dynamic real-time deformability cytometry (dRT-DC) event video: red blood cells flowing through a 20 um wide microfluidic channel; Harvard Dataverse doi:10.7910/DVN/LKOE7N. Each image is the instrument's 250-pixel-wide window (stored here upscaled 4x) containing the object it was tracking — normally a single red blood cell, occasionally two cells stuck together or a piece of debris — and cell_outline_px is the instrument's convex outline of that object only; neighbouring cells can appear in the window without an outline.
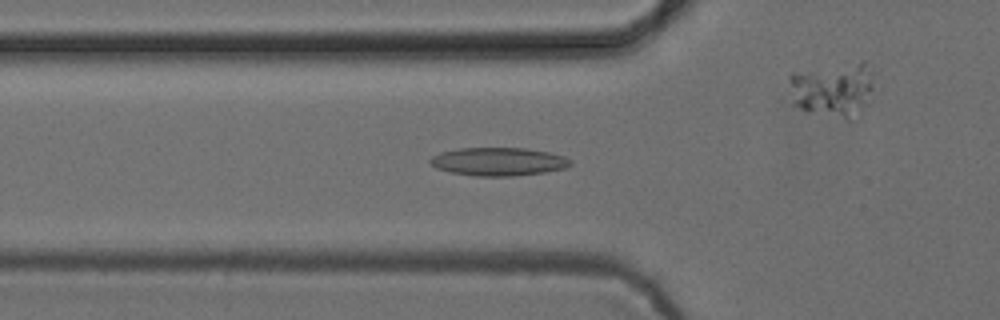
{"species": "common noctule bat (a hibernating species)", "species_latin": "Nyctalus noctula", "temperature_condition": "cold", "stored_images_in_passage": 53, "camera_frame_rate_fps": 3000, "um_per_image_px": 0.085, "animal": {"sex": "female", "body_mass_g": 24.6, "forearm_length_mm": 56.2}, "frame": {"image": 1, "passage_image": 18, "time_ms": 5.667, "image_size_px": [1000, 320], "cell_outline_px": [[572, 164], [568, 168], [544, 172], [512, 176], [476, 176], [452, 172], [436, 168], [428, 160], [432, 156], [440, 152], [456, 148], [524, 148], [548, 152], [564, 156], [572, 160]], "centroid_in_image_um": [42.38, 13.73], "position_along_channel_um": 83.4, "area_um2": 23.12}}
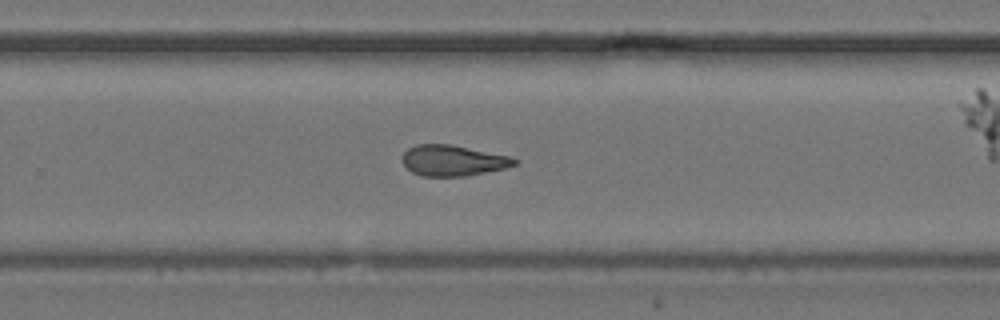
{"frame": {"image": 2, "passage_image": 34, "time_ms": 11.0, "image_size_px": [1000, 320], "cell_outline_px": [[516, 164], [504, 168], [464, 176], [424, 176], [412, 172], [400, 160], [404, 152], [408, 148], [416, 144], [452, 144], [512, 156], [516, 160]], "centroid_in_image_um": [38.48, 13.62], "position_along_channel_um": 291.3, "area_um2": 20.11}}
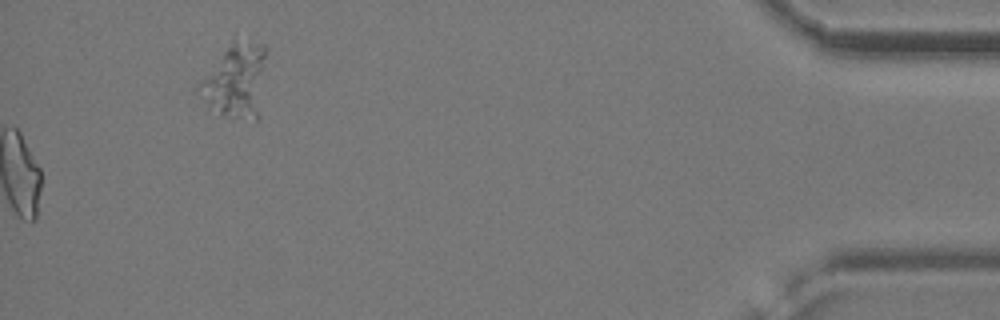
{"frame": {"image": 3, "passage_image": 53, "time_ms": 17.333, "image_size_px": [1000, 320], "cell_outline_px": [[268, 48], [260, 116], [256, 120], [232, 120], [208, 112], [196, 92], [196, 84], [232, 40], [248, 36], [264, 44]], "centroid_in_image_um": [20.04, 6.89], "position_along_channel_um": 415.2, "area_um2": 31.44}, "authors_computed_cell_mechanics": {"area_um2": 21.0392, "velocity_mm_per_s": 3.886, "shape_relaxation_time_tau1_ms": null, "shape_relaxation_time_tau2_ms": 3.3329, "deformation_change_tau1": null, "deformation_change_tau2": 0.1135}}